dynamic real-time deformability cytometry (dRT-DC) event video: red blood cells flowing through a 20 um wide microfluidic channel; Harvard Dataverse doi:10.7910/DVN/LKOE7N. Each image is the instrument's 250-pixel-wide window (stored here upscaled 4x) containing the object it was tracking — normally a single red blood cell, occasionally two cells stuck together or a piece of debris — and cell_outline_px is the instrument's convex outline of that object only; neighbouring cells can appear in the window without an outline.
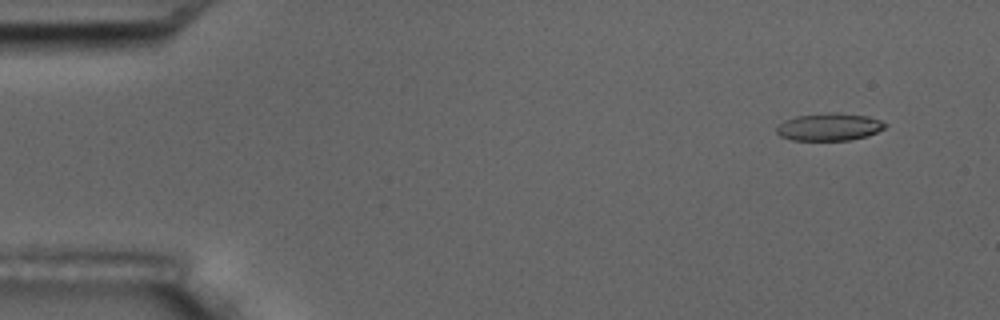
{"species": "common noctule bat (a hibernating species)", "species_latin": "Nyctalus noctula", "temperature_condition": "room temperature", "stored_images_in_passage": 7, "camera_frame_rate_fps": 3000, "um_per_image_px": 0.085, "animal": {"sex": "male", "body_mass_g": 17.5, "forearm_length_mm": 52.3}, "frame": {"image": 1, "passage_image": 2, "time_ms": 1.333, "image_size_px": [1000, 320], "cell_outline_px": [[888, 124], [884, 128], [868, 136], [848, 140], [792, 140], [780, 136], [776, 132], [776, 128], [784, 120], [796, 116], [832, 112], [836, 112], [868, 116], [880, 120]], "centroid_in_image_um": [70.49, 10.78], "position_along_channel_um": 14.5, "area_um2": 17.4}}
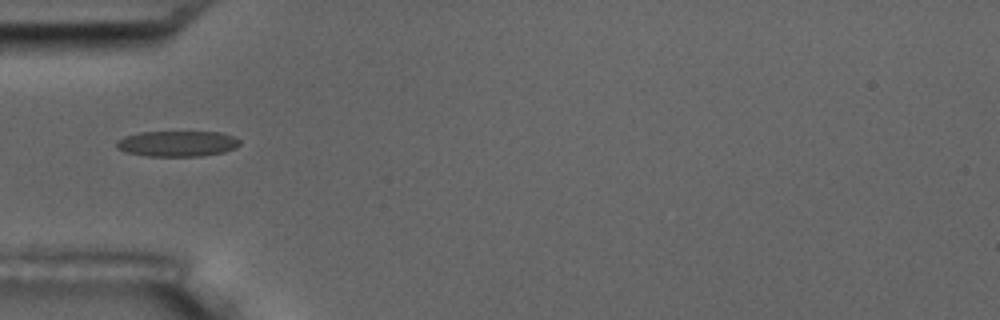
{"frame": {"image": 2, "passage_image": 6, "time_ms": 6.0, "image_size_px": [1000, 320], "cell_outline_px": [[240, 144], [236, 148], [224, 152], [200, 156], [148, 156], [128, 152], [116, 148], [116, 140], [124, 136], [140, 132], [220, 132], [232, 136], [240, 140]], "centroid_in_image_um": [15.07, 12.21], "position_along_channel_um": 69.9, "area_um2": 18.44}}